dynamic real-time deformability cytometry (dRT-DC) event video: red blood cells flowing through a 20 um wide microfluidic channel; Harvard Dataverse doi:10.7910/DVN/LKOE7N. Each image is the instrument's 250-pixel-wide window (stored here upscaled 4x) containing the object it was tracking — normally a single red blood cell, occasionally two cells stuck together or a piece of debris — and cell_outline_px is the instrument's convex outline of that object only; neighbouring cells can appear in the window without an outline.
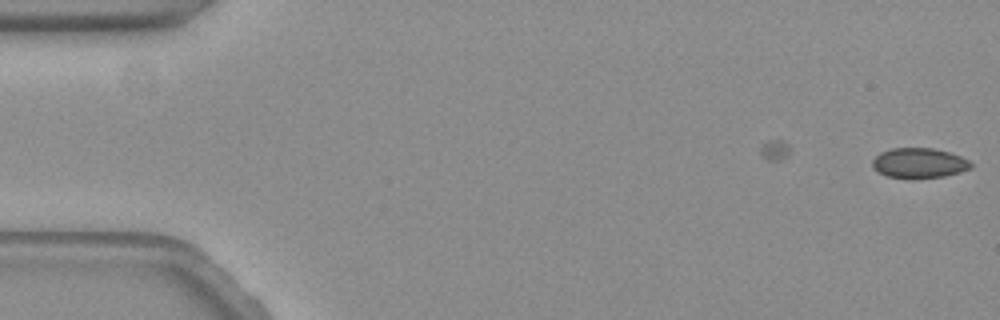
{"species": "common noctule bat (a hibernating species)", "species_latin": "Nyctalus noctula", "temperature_condition": "warm", "stored_images_in_passage": 6, "camera_frame_rate_fps": 3000, "um_per_image_px": 0.085, "animal": {"sex": "female", "body_mass_g": 19.3, "forearm_length_mm": 54.1}, "frame": {"image": 1, "passage_image": 6, "time_ms": 1.667, "image_size_px": [1000, 320], "cell_outline_px": [[972, 168], [960, 172], [944, 176], [916, 180], [908, 180], [888, 176], [872, 168], [872, 160], [880, 152], [892, 148], [936, 148], [960, 156], [968, 160], [972, 164]], "centroid_in_image_um": [78.11, 13.88], "position_along_channel_um": 6.9, "area_um2": 17.63}}